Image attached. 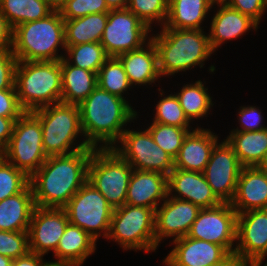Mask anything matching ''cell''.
<instances>
[{
  "label": "cell",
  "mask_w": 267,
  "mask_h": 266,
  "mask_svg": "<svg viewBox=\"0 0 267 266\" xmlns=\"http://www.w3.org/2000/svg\"><path fill=\"white\" fill-rule=\"evenodd\" d=\"M205 85L206 81L198 79L195 82L184 84L180 88V92H174L179 99L185 116L192 125L193 121L208 117L214 106L213 98Z\"/></svg>",
  "instance_id": "31"
},
{
  "label": "cell",
  "mask_w": 267,
  "mask_h": 266,
  "mask_svg": "<svg viewBox=\"0 0 267 266\" xmlns=\"http://www.w3.org/2000/svg\"><path fill=\"white\" fill-rule=\"evenodd\" d=\"M170 243L174 248L162 260L164 266H212L230 254L221 245L188 236Z\"/></svg>",
  "instance_id": "18"
},
{
  "label": "cell",
  "mask_w": 267,
  "mask_h": 266,
  "mask_svg": "<svg viewBox=\"0 0 267 266\" xmlns=\"http://www.w3.org/2000/svg\"><path fill=\"white\" fill-rule=\"evenodd\" d=\"M69 220L64 208L36 206L28 229L29 251L45 256L54 254Z\"/></svg>",
  "instance_id": "15"
},
{
  "label": "cell",
  "mask_w": 267,
  "mask_h": 266,
  "mask_svg": "<svg viewBox=\"0 0 267 266\" xmlns=\"http://www.w3.org/2000/svg\"><path fill=\"white\" fill-rule=\"evenodd\" d=\"M109 10L127 8L129 0H105Z\"/></svg>",
  "instance_id": "49"
},
{
  "label": "cell",
  "mask_w": 267,
  "mask_h": 266,
  "mask_svg": "<svg viewBox=\"0 0 267 266\" xmlns=\"http://www.w3.org/2000/svg\"><path fill=\"white\" fill-rule=\"evenodd\" d=\"M242 168L234 149L223 139L213 147L203 174L214 194L222 202L230 203L235 196Z\"/></svg>",
  "instance_id": "14"
},
{
  "label": "cell",
  "mask_w": 267,
  "mask_h": 266,
  "mask_svg": "<svg viewBox=\"0 0 267 266\" xmlns=\"http://www.w3.org/2000/svg\"><path fill=\"white\" fill-rule=\"evenodd\" d=\"M29 252L28 231L0 230V254L17 259Z\"/></svg>",
  "instance_id": "39"
},
{
  "label": "cell",
  "mask_w": 267,
  "mask_h": 266,
  "mask_svg": "<svg viewBox=\"0 0 267 266\" xmlns=\"http://www.w3.org/2000/svg\"><path fill=\"white\" fill-rule=\"evenodd\" d=\"M168 196L190 201L200 208H211L222 203L203 173L176 168L168 176Z\"/></svg>",
  "instance_id": "20"
},
{
  "label": "cell",
  "mask_w": 267,
  "mask_h": 266,
  "mask_svg": "<svg viewBox=\"0 0 267 266\" xmlns=\"http://www.w3.org/2000/svg\"><path fill=\"white\" fill-rule=\"evenodd\" d=\"M32 113L40 120L47 156L69 155L91 147L82 132L78 105L59 102Z\"/></svg>",
  "instance_id": "6"
},
{
  "label": "cell",
  "mask_w": 267,
  "mask_h": 266,
  "mask_svg": "<svg viewBox=\"0 0 267 266\" xmlns=\"http://www.w3.org/2000/svg\"><path fill=\"white\" fill-rule=\"evenodd\" d=\"M19 117H0V149L5 150L10 142L15 121Z\"/></svg>",
  "instance_id": "46"
},
{
  "label": "cell",
  "mask_w": 267,
  "mask_h": 266,
  "mask_svg": "<svg viewBox=\"0 0 267 266\" xmlns=\"http://www.w3.org/2000/svg\"><path fill=\"white\" fill-rule=\"evenodd\" d=\"M43 257L29 251L25 256L13 259L11 266H43L47 262Z\"/></svg>",
  "instance_id": "47"
},
{
  "label": "cell",
  "mask_w": 267,
  "mask_h": 266,
  "mask_svg": "<svg viewBox=\"0 0 267 266\" xmlns=\"http://www.w3.org/2000/svg\"><path fill=\"white\" fill-rule=\"evenodd\" d=\"M17 58L12 49L0 52V90L15 87Z\"/></svg>",
  "instance_id": "43"
},
{
  "label": "cell",
  "mask_w": 267,
  "mask_h": 266,
  "mask_svg": "<svg viewBox=\"0 0 267 266\" xmlns=\"http://www.w3.org/2000/svg\"><path fill=\"white\" fill-rule=\"evenodd\" d=\"M107 20L108 12L64 20L65 45L100 42Z\"/></svg>",
  "instance_id": "30"
},
{
  "label": "cell",
  "mask_w": 267,
  "mask_h": 266,
  "mask_svg": "<svg viewBox=\"0 0 267 266\" xmlns=\"http://www.w3.org/2000/svg\"><path fill=\"white\" fill-rule=\"evenodd\" d=\"M96 240L82 228L68 223L54 256V262L82 266L87 258L96 252Z\"/></svg>",
  "instance_id": "25"
},
{
  "label": "cell",
  "mask_w": 267,
  "mask_h": 266,
  "mask_svg": "<svg viewBox=\"0 0 267 266\" xmlns=\"http://www.w3.org/2000/svg\"><path fill=\"white\" fill-rule=\"evenodd\" d=\"M230 204L237 214L267 209V171L260 166L243 167Z\"/></svg>",
  "instance_id": "23"
},
{
  "label": "cell",
  "mask_w": 267,
  "mask_h": 266,
  "mask_svg": "<svg viewBox=\"0 0 267 266\" xmlns=\"http://www.w3.org/2000/svg\"><path fill=\"white\" fill-rule=\"evenodd\" d=\"M109 58L100 42L66 45L64 59L73 66L98 74Z\"/></svg>",
  "instance_id": "33"
},
{
  "label": "cell",
  "mask_w": 267,
  "mask_h": 266,
  "mask_svg": "<svg viewBox=\"0 0 267 266\" xmlns=\"http://www.w3.org/2000/svg\"><path fill=\"white\" fill-rule=\"evenodd\" d=\"M147 127L146 129L150 132L156 144L173 159L178 156L185 137L190 131L194 130L193 128H179L156 122L147 124Z\"/></svg>",
  "instance_id": "36"
},
{
  "label": "cell",
  "mask_w": 267,
  "mask_h": 266,
  "mask_svg": "<svg viewBox=\"0 0 267 266\" xmlns=\"http://www.w3.org/2000/svg\"><path fill=\"white\" fill-rule=\"evenodd\" d=\"M152 31L127 8L110 10L100 43L109 57H118L143 47Z\"/></svg>",
  "instance_id": "12"
},
{
  "label": "cell",
  "mask_w": 267,
  "mask_h": 266,
  "mask_svg": "<svg viewBox=\"0 0 267 266\" xmlns=\"http://www.w3.org/2000/svg\"><path fill=\"white\" fill-rule=\"evenodd\" d=\"M12 259L6 256H3L0 254V266H11L12 265Z\"/></svg>",
  "instance_id": "51"
},
{
  "label": "cell",
  "mask_w": 267,
  "mask_h": 266,
  "mask_svg": "<svg viewBox=\"0 0 267 266\" xmlns=\"http://www.w3.org/2000/svg\"><path fill=\"white\" fill-rule=\"evenodd\" d=\"M160 95L158 103L155 104L154 117L152 122L161 123L164 125L176 126L179 128H193L192 124L188 118L185 116L183 109L180 105L179 99L172 93L168 95L165 94L164 89H157ZM165 95V96H164Z\"/></svg>",
  "instance_id": "35"
},
{
  "label": "cell",
  "mask_w": 267,
  "mask_h": 266,
  "mask_svg": "<svg viewBox=\"0 0 267 266\" xmlns=\"http://www.w3.org/2000/svg\"><path fill=\"white\" fill-rule=\"evenodd\" d=\"M212 266H246V262L242 260L235 252L230 253L221 262Z\"/></svg>",
  "instance_id": "48"
},
{
  "label": "cell",
  "mask_w": 267,
  "mask_h": 266,
  "mask_svg": "<svg viewBox=\"0 0 267 266\" xmlns=\"http://www.w3.org/2000/svg\"><path fill=\"white\" fill-rule=\"evenodd\" d=\"M109 11L105 0H68L60 14L64 20H72Z\"/></svg>",
  "instance_id": "40"
},
{
  "label": "cell",
  "mask_w": 267,
  "mask_h": 266,
  "mask_svg": "<svg viewBox=\"0 0 267 266\" xmlns=\"http://www.w3.org/2000/svg\"><path fill=\"white\" fill-rule=\"evenodd\" d=\"M94 149L90 147L69 155L48 156L29 178L35 206L64 208L87 182L88 164Z\"/></svg>",
  "instance_id": "1"
},
{
  "label": "cell",
  "mask_w": 267,
  "mask_h": 266,
  "mask_svg": "<svg viewBox=\"0 0 267 266\" xmlns=\"http://www.w3.org/2000/svg\"><path fill=\"white\" fill-rule=\"evenodd\" d=\"M15 89L18 102L25 112L61 102V60L18 61Z\"/></svg>",
  "instance_id": "5"
},
{
  "label": "cell",
  "mask_w": 267,
  "mask_h": 266,
  "mask_svg": "<svg viewBox=\"0 0 267 266\" xmlns=\"http://www.w3.org/2000/svg\"><path fill=\"white\" fill-rule=\"evenodd\" d=\"M237 216L235 209L227 202L211 208H201L187 236L221 245L229 253H233L236 246Z\"/></svg>",
  "instance_id": "13"
},
{
  "label": "cell",
  "mask_w": 267,
  "mask_h": 266,
  "mask_svg": "<svg viewBox=\"0 0 267 266\" xmlns=\"http://www.w3.org/2000/svg\"><path fill=\"white\" fill-rule=\"evenodd\" d=\"M239 112L236 114L238 116V124L239 127L232 129L231 131H261L267 129V125L265 123L264 117L260 107L247 105L240 106L238 109Z\"/></svg>",
  "instance_id": "41"
},
{
  "label": "cell",
  "mask_w": 267,
  "mask_h": 266,
  "mask_svg": "<svg viewBox=\"0 0 267 266\" xmlns=\"http://www.w3.org/2000/svg\"><path fill=\"white\" fill-rule=\"evenodd\" d=\"M29 185V177L5 158L0 161V201L22 192Z\"/></svg>",
  "instance_id": "38"
},
{
  "label": "cell",
  "mask_w": 267,
  "mask_h": 266,
  "mask_svg": "<svg viewBox=\"0 0 267 266\" xmlns=\"http://www.w3.org/2000/svg\"><path fill=\"white\" fill-rule=\"evenodd\" d=\"M234 149L243 167L261 166L267 155V129L230 131L225 139Z\"/></svg>",
  "instance_id": "28"
},
{
  "label": "cell",
  "mask_w": 267,
  "mask_h": 266,
  "mask_svg": "<svg viewBox=\"0 0 267 266\" xmlns=\"http://www.w3.org/2000/svg\"><path fill=\"white\" fill-rule=\"evenodd\" d=\"M4 158V151L0 149V161Z\"/></svg>",
  "instance_id": "54"
},
{
  "label": "cell",
  "mask_w": 267,
  "mask_h": 266,
  "mask_svg": "<svg viewBox=\"0 0 267 266\" xmlns=\"http://www.w3.org/2000/svg\"><path fill=\"white\" fill-rule=\"evenodd\" d=\"M35 207L30 184L22 192L0 201V230L28 231Z\"/></svg>",
  "instance_id": "26"
},
{
  "label": "cell",
  "mask_w": 267,
  "mask_h": 266,
  "mask_svg": "<svg viewBox=\"0 0 267 266\" xmlns=\"http://www.w3.org/2000/svg\"><path fill=\"white\" fill-rule=\"evenodd\" d=\"M98 86L107 92L126 99L128 91H132L124 66L118 57H109L97 74Z\"/></svg>",
  "instance_id": "34"
},
{
  "label": "cell",
  "mask_w": 267,
  "mask_h": 266,
  "mask_svg": "<svg viewBox=\"0 0 267 266\" xmlns=\"http://www.w3.org/2000/svg\"><path fill=\"white\" fill-rule=\"evenodd\" d=\"M4 158L29 178L48 158L43 149L40 120L32 112H24L15 121Z\"/></svg>",
  "instance_id": "9"
},
{
  "label": "cell",
  "mask_w": 267,
  "mask_h": 266,
  "mask_svg": "<svg viewBox=\"0 0 267 266\" xmlns=\"http://www.w3.org/2000/svg\"><path fill=\"white\" fill-rule=\"evenodd\" d=\"M65 50L64 19L59 11L13 28L12 52L17 61H60Z\"/></svg>",
  "instance_id": "4"
},
{
  "label": "cell",
  "mask_w": 267,
  "mask_h": 266,
  "mask_svg": "<svg viewBox=\"0 0 267 266\" xmlns=\"http://www.w3.org/2000/svg\"><path fill=\"white\" fill-rule=\"evenodd\" d=\"M64 209L69 223L82 228L96 241L101 236L107 239L113 208L90 182L71 197Z\"/></svg>",
  "instance_id": "10"
},
{
  "label": "cell",
  "mask_w": 267,
  "mask_h": 266,
  "mask_svg": "<svg viewBox=\"0 0 267 266\" xmlns=\"http://www.w3.org/2000/svg\"><path fill=\"white\" fill-rule=\"evenodd\" d=\"M234 252L245 262L267 258V209L250 210L237 216Z\"/></svg>",
  "instance_id": "17"
},
{
  "label": "cell",
  "mask_w": 267,
  "mask_h": 266,
  "mask_svg": "<svg viewBox=\"0 0 267 266\" xmlns=\"http://www.w3.org/2000/svg\"><path fill=\"white\" fill-rule=\"evenodd\" d=\"M68 0H45L48 6L53 11H61V9L66 5Z\"/></svg>",
  "instance_id": "50"
},
{
  "label": "cell",
  "mask_w": 267,
  "mask_h": 266,
  "mask_svg": "<svg viewBox=\"0 0 267 266\" xmlns=\"http://www.w3.org/2000/svg\"><path fill=\"white\" fill-rule=\"evenodd\" d=\"M133 168L113 148L94 149L88 164L90 182L116 209L126 202Z\"/></svg>",
  "instance_id": "8"
},
{
  "label": "cell",
  "mask_w": 267,
  "mask_h": 266,
  "mask_svg": "<svg viewBox=\"0 0 267 266\" xmlns=\"http://www.w3.org/2000/svg\"><path fill=\"white\" fill-rule=\"evenodd\" d=\"M167 196L168 176L159 172L133 169L125 204L143 206L155 211Z\"/></svg>",
  "instance_id": "21"
},
{
  "label": "cell",
  "mask_w": 267,
  "mask_h": 266,
  "mask_svg": "<svg viewBox=\"0 0 267 266\" xmlns=\"http://www.w3.org/2000/svg\"><path fill=\"white\" fill-rule=\"evenodd\" d=\"M107 239L118 243L123 251L155 252L159 247L155 239V211L128 204L113 209Z\"/></svg>",
  "instance_id": "7"
},
{
  "label": "cell",
  "mask_w": 267,
  "mask_h": 266,
  "mask_svg": "<svg viewBox=\"0 0 267 266\" xmlns=\"http://www.w3.org/2000/svg\"><path fill=\"white\" fill-rule=\"evenodd\" d=\"M214 5H217L218 8L211 10L215 13L211 16L208 32L210 47L214 53L227 41L242 38L241 36L246 35V32L252 29L257 31L259 28L254 20L231 8L223 1H215Z\"/></svg>",
  "instance_id": "19"
},
{
  "label": "cell",
  "mask_w": 267,
  "mask_h": 266,
  "mask_svg": "<svg viewBox=\"0 0 267 266\" xmlns=\"http://www.w3.org/2000/svg\"><path fill=\"white\" fill-rule=\"evenodd\" d=\"M215 0H169L168 15L163 27L170 29H204V20Z\"/></svg>",
  "instance_id": "27"
},
{
  "label": "cell",
  "mask_w": 267,
  "mask_h": 266,
  "mask_svg": "<svg viewBox=\"0 0 267 266\" xmlns=\"http://www.w3.org/2000/svg\"><path fill=\"white\" fill-rule=\"evenodd\" d=\"M113 149L136 170L159 172L169 176L174 159L153 140L150 132L127 129Z\"/></svg>",
  "instance_id": "11"
},
{
  "label": "cell",
  "mask_w": 267,
  "mask_h": 266,
  "mask_svg": "<svg viewBox=\"0 0 267 266\" xmlns=\"http://www.w3.org/2000/svg\"><path fill=\"white\" fill-rule=\"evenodd\" d=\"M200 210L190 201L167 196L155 210L156 244L187 236Z\"/></svg>",
  "instance_id": "16"
},
{
  "label": "cell",
  "mask_w": 267,
  "mask_h": 266,
  "mask_svg": "<svg viewBox=\"0 0 267 266\" xmlns=\"http://www.w3.org/2000/svg\"><path fill=\"white\" fill-rule=\"evenodd\" d=\"M52 260L53 261H47L43 266H73L66 263L54 262V259Z\"/></svg>",
  "instance_id": "52"
},
{
  "label": "cell",
  "mask_w": 267,
  "mask_h": 266,
  "mask_svg": "<svg viewBox=\"0 0 267 266\" xmlns=\"http://www.w3.org/2000/svg\"><path fill=\"white\" fill-rule=\"evenodd\" d=\"M223 2L250 17L258 25H260L259 23L262 21V16L267 10L266 0H224Z\"/></svg>",
  "instance_id": "42"
},
{
  "label": "cell",
  "mask_w": 267,
  "mask_h": 266,
  "mask_svg": "<svg viewBox=\"0 0 267 266\" xmlns=\"http://www.w3.org/2000/svg\"><path fill=\"white\" fill-rule=\"evenodd\" d=\"M24 112L18 102L15 87L0 90V117H20Z\"/></svg>",
  "instance_id": "44"
},
{
  "label": "cell",
  "mask_w": 267,
  "mask_h": 266,
  "mask_svg": "<svg viewBox=\"0 0 267 266\" xmlns=\"http://www.w3.org/2000/svg\"><path fill=\"white\" fill-rule=\"evenodd\" d=\"M169 0H129L127 9L134 13L151 30L163 27L168 15ZM157 24V25H155Z\"/></svg>",
  "instance_id": "37"
},
{
  "label": "cell",
  "mask_w": 267,
  "mask_h": 266,
  "mask_svg": "<svg viewBox=\"0 0 267 266\" xmlns=\"http://www.w3.org/2000/svg\"><path fill=\"white\" fill-rule=\"evenodd\" d=\"M211 129L197 126L185 137L174 168L203 173L215 144L220 141Z\"/></svg>",
  "instance_id": "22"
},
{
  "label": "cell",
  "mask_w": 267,
  "mask_h": 266,
  "mask_svg": "<svg viewBox=\"0 0 267 266\" xmlns=\"http://www.w3.org/2000/svg\"><path fill=\"white\" fill-rule=\"evenodd\" d=\"M78 107L84 137L95 149L113 148L121 140L127 124L134 123L139 116L127 99L99 86Z\"/></svg>",
  "instance_id": "2"
},
{
  "label": "cell",
  "mask_w": 267,
  "mask_h": 266,
  "mask_svg": "<svg viewBox=\"0 0 267 266\" xmlns=\"http://www.w3.org/2000/svg\"><path fill=\"white\" fill-rule=\"evenodd\" d=\"M0 12L12 28L46 18L53 10L45 0H0Z\"/></svg>",
  "instance_id": "32"
},
{
  "label": "cell",
  "mask_w": 267,
  "mask_h": 266,
  "mask_svg": "<svg viewBox=\"0 0 267 266\" xmlns=\"http://www.w3.org/2000/svg\"><path fill=\"white\" fill-rule=\"evenodd\" d=\"M205 29H170L161 27L160 32L152 31L158 54V69L162 77L175 76L196 66L204 68L205 61L214 52Z\"/></svg>",
  "instance_id": "3"
},
{
  "label": "cell",
  "mask_w": 267,
  "mask_h": 266,
  "mask_svg": "<svg viewBox=\"0 0 267 266\" xmlns=\"http://www.w3.org/2000/svg\"><path fill=\"white\" fill-rule=\"evenodd\" d=\"M61 72L63 103L79 105L98 86L96 73L70 65L64 58L61 59Z\"/></svg>",
  "instance_id": "29"
},
{
  "label": "cell",
  "mask_w": 267,
  "mask_h": 266,
  "mask_svg": "<svg viewBox=\"0 0 267 266\" xmlns=\"http://www.w3.org/2000/svg\"><path fill=\"white\" fill-rule=\"evenodd\" d=\"M260 167L267 171V155H266V158H265V160L263 161V163L261 164Z\"/></svg>",
  "instance_id": "53"
},
{
  "label": "cell",
  "mask_w": 267,
  "mask_h": 266,
  "mask_svg": "<svg viewBox=\"0 0 267 266\" xmlns=\"http://www.w3.org/2000/svg\"><path fill=\"white\" fill-rule=\"evenodd\" d=\"M131 86L158 85L162 79L158 69V54L152 40L143 47L118 56ZM160 79V80H159ZM153 83V84H152Z\"/></svg>",
  "instance_id": "24"
},
{
  "label": "cell",
  "mask_w": 267,
  "mask_h": 266,
  "mask_svg": "<svg viewBox=\"0 0 267 266\" xmlns=\"http://www.w3.org/2000/svg\"><path fill=\"white\" fill-rule=\"evenodd\" d=\"M13 28L7 18L0 12V52L12 49Z\"/></svg>",
  "instance_id": "45"
}]
</instances>
